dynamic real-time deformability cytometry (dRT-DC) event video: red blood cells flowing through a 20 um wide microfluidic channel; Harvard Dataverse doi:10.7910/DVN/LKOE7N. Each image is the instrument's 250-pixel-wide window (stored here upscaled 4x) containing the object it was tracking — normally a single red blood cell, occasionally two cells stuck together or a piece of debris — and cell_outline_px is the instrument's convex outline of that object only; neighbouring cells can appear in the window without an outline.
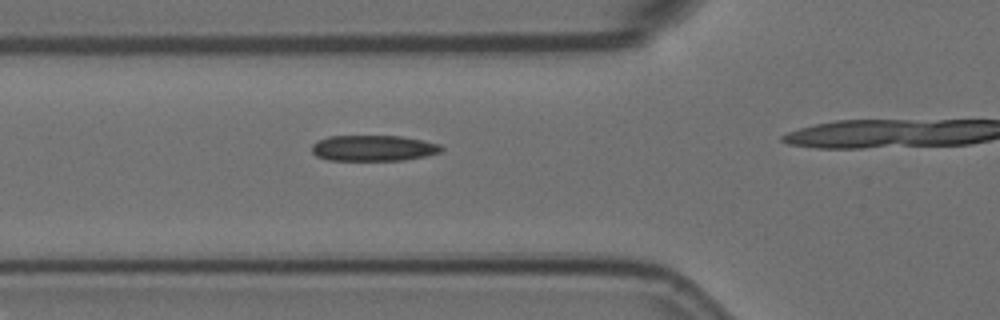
{"species": "Egyptian fruit bat (a non-hibernating species)", "species_latin": "Rousettus aegyptiacus", "temperature_condition": "room temperature", "stored_images_in_passage": 6, "camera_frame_rate_fps": 3000, "um_per_image_px": 0.085, "animal": {"sex": "female"}, "frame": {"image": 1, "passage_image": 5, "time_ms": 1.333, "image_size_px": [1000, 320], "cell_outline_px": [[444, 148], [440, 152], [424, 156], [404, 160], [328, 160], [316, 156], [312, 152], [312, 144], [316, 140], [328, 136], [400, 136], [424, 140], [440, 144]], "centroid_in_image_um": [31.72, 12.58], "position_along_channel_um": 94.1, "area_um2": 19.59}}